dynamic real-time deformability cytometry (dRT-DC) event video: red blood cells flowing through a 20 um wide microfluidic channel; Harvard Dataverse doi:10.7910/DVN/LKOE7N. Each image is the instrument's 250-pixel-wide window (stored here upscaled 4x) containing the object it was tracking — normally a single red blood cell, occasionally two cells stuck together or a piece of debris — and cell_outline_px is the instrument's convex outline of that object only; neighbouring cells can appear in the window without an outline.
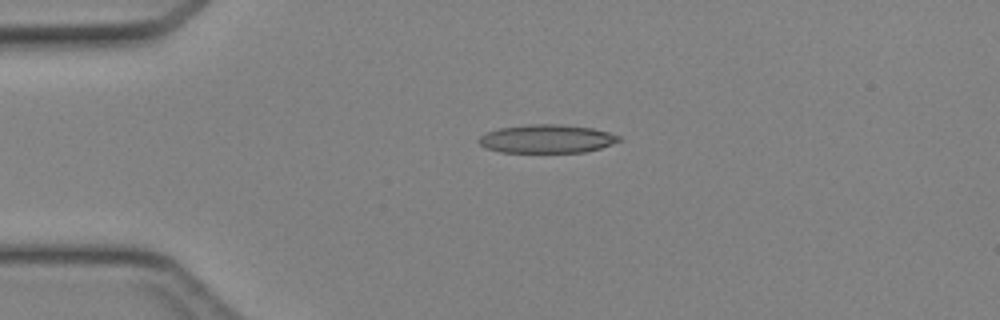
{"species": "Egyptian fruit bat (a non-hibernating species)", "species_latin": "Rousettus aegyptiacus", "temperature_condition": "cold", "stored_images_in_passage": 36, "camera_frame_rate_fps": 3000, "um_per_image_px": 0.085, "animal": {"sex": "female"}, "frame": {"image": 1, "passage_image": 1, "time_ms": 0.0, "image_size_px": [1000, 320], "cell_outline_px": [[620, 140], [600, 148], [584, 152], [500, 152], [484, 148], [476, 140], [480, 136], [488, 132], [500, 128], [528, 124], [556, 124], [592, 128], [608, 132], [620, 136]], "centroid_in_image_um": [46.43, 11.8], "position_along_channel_um": 38.6, "area_um2": 23.06}}
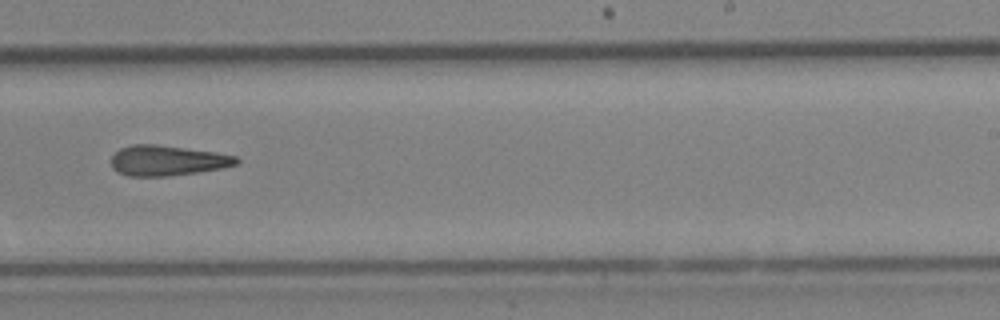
{"frame": {"image": 2, "passage_image": 19, "time_ms": 6.0, "image_size_px": [1000, 320], "cell_outline_px": [[240, 164], [224, 168], [168, 176], [128, 176], [112, 168], [112, 156], [120, 148], [132, 144], [156, 144], [216, 152], [236, 156], [240, 160]], "centroid_in_image_um": [14.26, 13.64], "position_along_channel_um": 274.7, "area_um2": 22.14}}
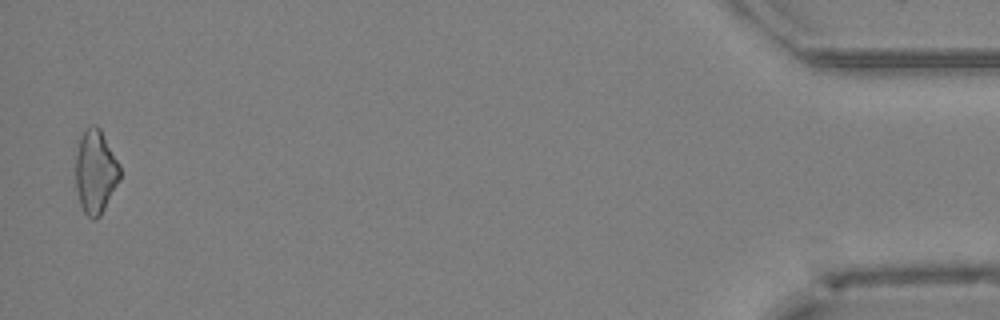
{"frame": {"image": 3, "passage_image": 35, "time_ms": 11.333, "image_size_px": [1000, 320], "cell_outline_px": [[120, 180], [100, 216], [96, 220], [92, 220], [84, 212], [80, 204], [76, 188], [76, 156], [80, 136], [92, 124], [96, 124], [100, 128], [120, 164]], "centroid_in_image_um": [8.13, 14.61], "position_along_channel_um": 427.1, "area_um2": 21.62}}